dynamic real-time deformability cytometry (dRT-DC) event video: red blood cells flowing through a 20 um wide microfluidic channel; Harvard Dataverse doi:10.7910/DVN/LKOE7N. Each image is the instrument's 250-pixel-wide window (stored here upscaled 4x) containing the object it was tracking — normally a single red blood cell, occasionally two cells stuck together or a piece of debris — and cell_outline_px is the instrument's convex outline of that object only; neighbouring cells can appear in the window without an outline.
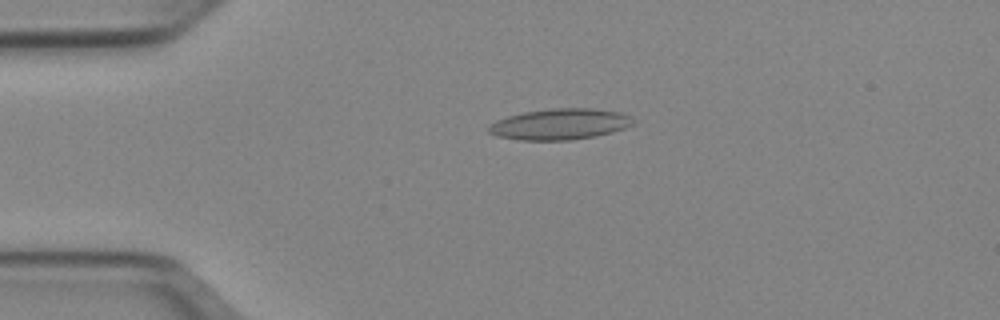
{"species": "Egyptian fruit bat (a non-hibernating species)", "species_latin": "Rousettus aegyptiacus", "temperature_condition": "cold", "stored_images_in_passage": 51, "camera_frame_rate_fps": 3000, "um_per_image_px": 0.085, "animal": {"sex": "female"}, "frame": {"image": 1, "passage_image": 11, "time_ms": 3.333, "image_size_px": [1000, 320], "cell_outline_px": [[636, 124], [612, 132], [572, 140], [520, 140], [496, 136], [488, 132], [488, 124], [496, 120], [508, 116], [524, 112], [552, 108], [592, 108], [624, 112], [632, 116], [636, 120]], "centroid_in_image_um": [47.63, 10.54], "position_along_channel_um": 37.4, "area_um2": 26.41}}
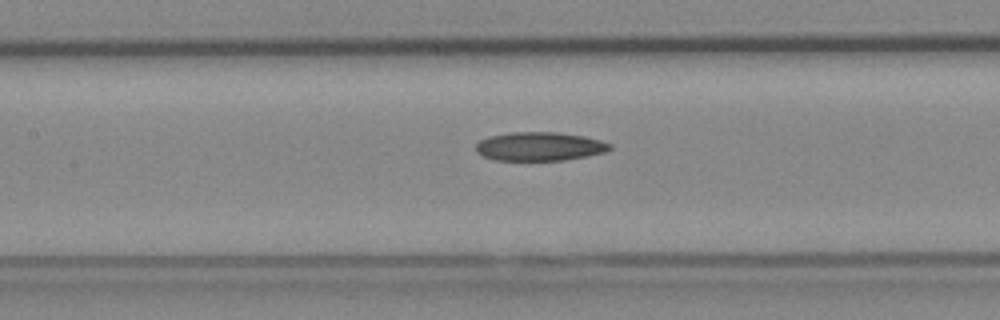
{"frame": {"image": 2, "passage_image": 23, "time_ms": 7.333, "image_size_px": [1000, 320], "cell_outline_px": [[612, 148], [604, 152], [588, 156], [564, 160], [496, 160], [484, 156], [476, 152], [476, 144], [480, 140], [488, 136], [512, 132], [560, 132], [584, 136], [600, 140], [612, 144]], "centroid_in_image_um": [45.87, 12.44], "position_along_channel_um": 161.5, "area_um2": 22.48}}
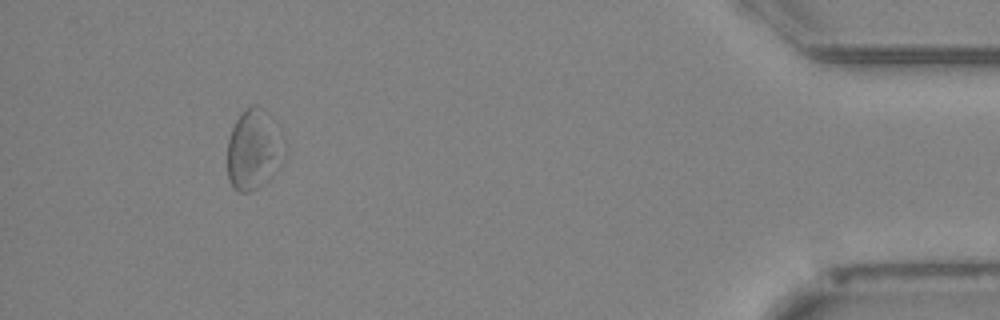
{"frame": {"image": 3, "passage_image": 47, "time_ms": 15.333, "image_size_px": [1000, 320], "cell_outline_px": [[288, 152], [276, 172], [268, 180], [256, 188], [248, 192], [240, 192], [228, 180], [228, 140], [232, 128], [240, 112], [252, 104], [256, 104], [264, 108], [268, 112], [288, 148]], "centroid_in_image_um": [21.61, 12.68], "position_along_channel_um": 413.6, "area_um2": 27.11}}